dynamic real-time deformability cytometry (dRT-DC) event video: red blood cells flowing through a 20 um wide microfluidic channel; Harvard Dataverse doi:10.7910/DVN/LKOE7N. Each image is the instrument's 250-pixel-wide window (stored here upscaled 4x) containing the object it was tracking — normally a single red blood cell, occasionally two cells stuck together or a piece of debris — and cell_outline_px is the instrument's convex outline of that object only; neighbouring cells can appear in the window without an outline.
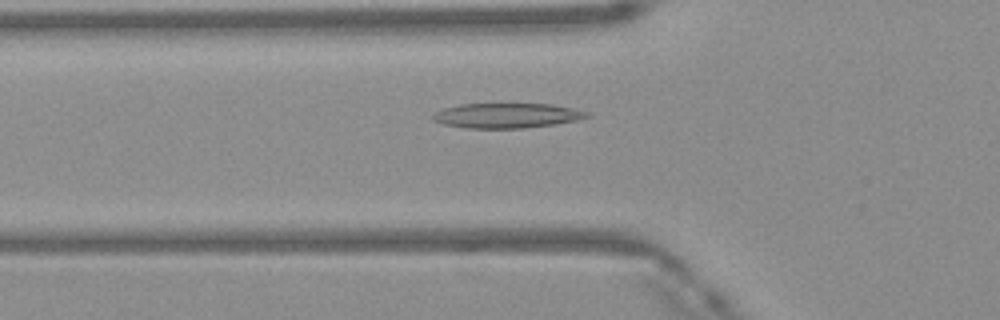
{"species": "Egyptian fruit bat (a non-hibernating species)", "species_latin": "Rousettus aegyptiacus", "temperature_condition": "warm", "stored_images_in_passage": 34, "camera_frame_rate_fps": 3000, "um_per_image_px": 0.085, "frame": {"image": 1, "passage_image": 2, "time_ms": 0.333, "image_size_px": [1000, 320], "cell_outline_px": [[592, 116], [576, 120], [552, 124], [524, 128], [464, 128], [444, 124], [432, 120], [432, 116], [436, 112], [444, 108], [460, 104], [552, 104], [572, 108], [588, 112]], "centroid_in_image_um": [43.07, 9.82], "position_along_channel_um": 82.7, "area_um2": 22.2}}
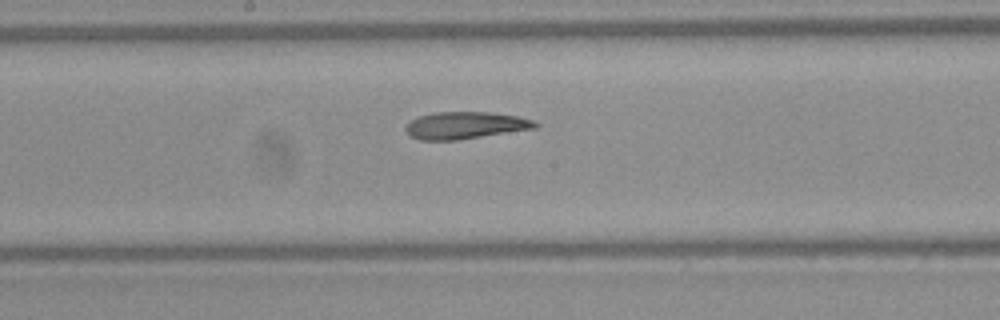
{"frame": {"image": 2, "passage_image": 11, "time_ms": 3.333, "image_size_px": [1000, 320], "cell_outline_px": [[540, 124], [536, 128], [456, 140], [420, 140], [408, 136], [404, 132], [404, 128], [412, 120], [420, 116], [436, 112], [488, 112], [516, 116], [532, 120]], "centroid_in_image_um": [39.51, 10.66], "position_along_channel_um": 208.7, "area_um2": 20.35}}
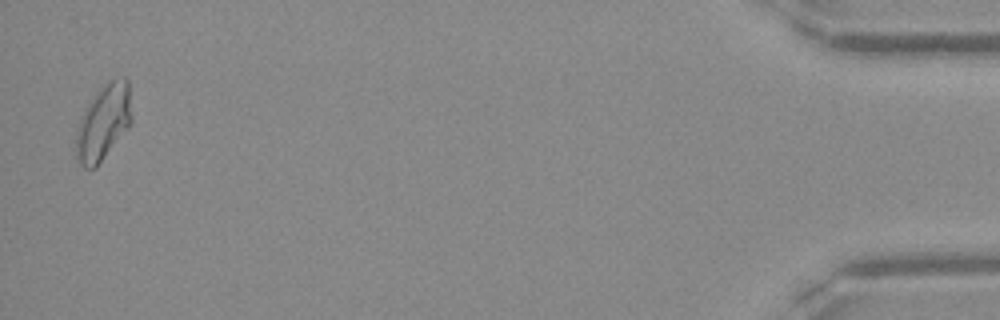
{"frame": {"image": 3, "passage_image": 33, "time_ms": 10.667, "image_size_px": [1000, 320], "cell_outline_px": [[132, 120], [128, 128], [96, 168], [84, 168], [80, 164], [76, 156], [76, 132], [80, 116], [96, 92], [108, 80], [124, 76], [128, 80], [132, 116]], "centroid_in_image_um": [8.79, 10.39], "position_along_channel_um": 426.4, "area_um2": 24.62}, "authors_computed_cell_mechanics": {"area_um2": 21.1259, "velocity_mm_per_s": 4.1714, "shape_relaxation_time_tau1_ms": null, "shape_relaxation_time_tau2_ms": 3.5797, "deformation_change_tau1": null, "deformation_change_tau2": 0.1206}}